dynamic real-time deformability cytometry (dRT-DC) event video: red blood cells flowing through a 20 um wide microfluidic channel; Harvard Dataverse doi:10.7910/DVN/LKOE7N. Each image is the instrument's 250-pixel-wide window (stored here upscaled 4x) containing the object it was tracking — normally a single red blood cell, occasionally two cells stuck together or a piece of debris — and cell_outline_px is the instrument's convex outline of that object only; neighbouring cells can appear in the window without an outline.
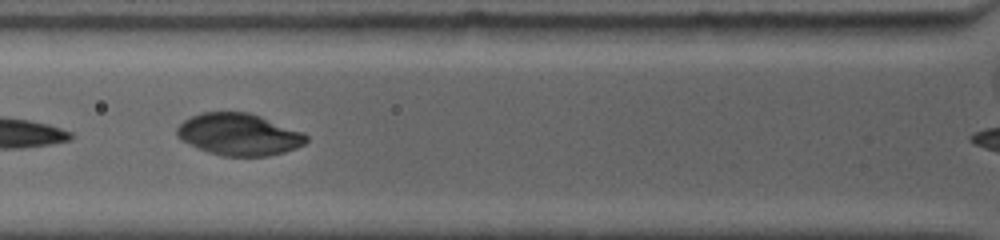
{"species": "common noctule bat (a hibernating species)", "species_latin": "Nyctalus noctula", "temperature_condition": "warm", "stored_images_in_passage": 6, "camera_frame_rate_fps": 4500, "um_per_image_px": 0.085, "animal": {"sex": "female", "body_mass_g": 19.0, "forearm_length_mm": 53.3}, "frame": {"image": 1, "passage_image": 3, "time_ms": 2.0, "image_size_px": [1000, 240], "cell_outline_px": [[308, 140], [304, 144], [296, 148], [284, 152], [268, 156], [224, 156], [208, 152], [196, 148], [180, 140], [176, 136], [176, 128], [184, 120], [200, 112], [248, 112], [260, 116], [304, 132], [308, 136]], "centroid_in_image_um": [20.29, 11.43], "position_along_channel_um": 105.5, "area_um2": 31.79}}
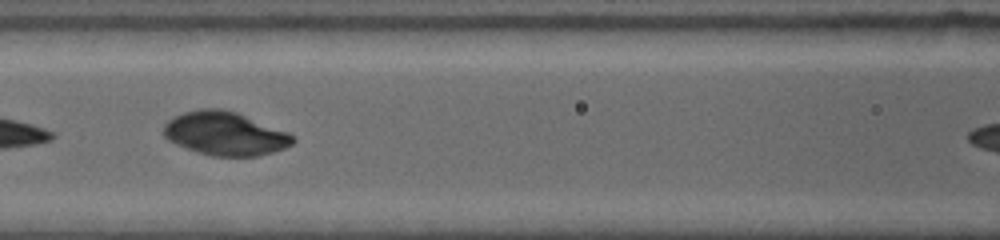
{"frame": {"image": 2, "passage_image": 4, "time_ms": 3.111, "image_size_px": [1000, 240], "cell_outline_px": [[296, 140], [292, 144], [284, 148], [272, 152], [256, 156], [212, 156], [196, 152], [176, 144], [168, 140], [164, 136], [164, 124], [172, 116], [184, 112], [200, 108], [224, 108], [236, 112], [288, 132]], "centroid_in_image_um": [19.1, 11.34], "position_along_channel_um": 147.5, "area_um2": 32.83}}
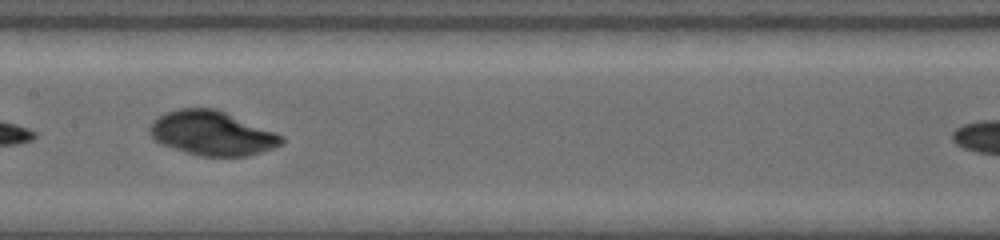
{"frame": {"image": 3, "passage_image": 5, "time_ms": 4.222, "image_size_px": [1000, 240], "cell_outline_px": [[284, 140], [280, 144], [272, 148], [248, 156], [200, 156], [160, 144], [152, 136], [148, 128], [152, 120], [168, 112], [180, 108], [216, 108], [284, 136]], "centroid_in_image_um": [18.01, 11.32], "position_along_channel_um": 189.4, "area_um2": 33.7}}